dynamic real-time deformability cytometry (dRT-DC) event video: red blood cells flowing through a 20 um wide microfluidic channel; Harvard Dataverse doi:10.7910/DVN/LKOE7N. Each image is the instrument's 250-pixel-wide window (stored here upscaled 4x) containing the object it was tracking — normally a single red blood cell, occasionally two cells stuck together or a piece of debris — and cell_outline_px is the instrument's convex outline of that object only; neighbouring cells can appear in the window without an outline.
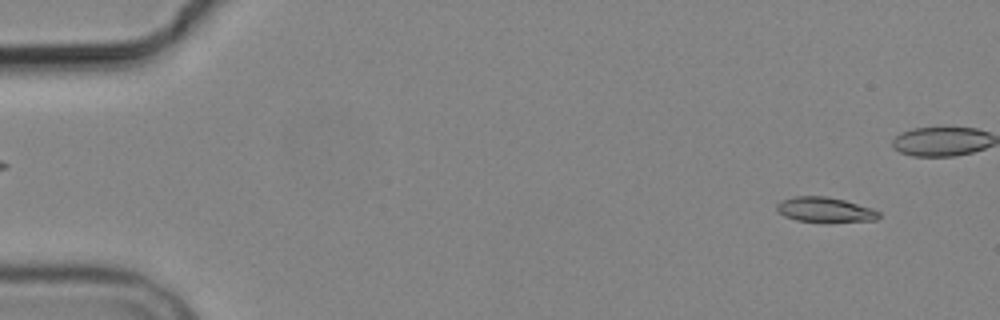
{"species": "common noctule bat (a hibernating species)", "species_latin": "Nyctalus noctula", "temperature_condition": "cold", "stored_images_in_passage": 10, "camera_frame_rate_fps": 3000, "um_per_image_px": 0.085, "animal": {"sex": "male", "body_mass_g": 19.2, "forearm_length_mm": 51.8}, "frame": {"image": 1, "passage_image": 1, "time_ms": 0.0, "image_size_px": [1000, 320], "cell_outline_px": [[880, 216], [876, 220], [796, 220], [784, 216], [776, 208], [776, 204], [780, 200], [792, 196], [828, 196], [844, 200], [872, 208], [880, 212]], "centroid_in_image_um": [70.08, 17.78], "position_along_channel_um": 14.9, "area_um2": 14.33}}
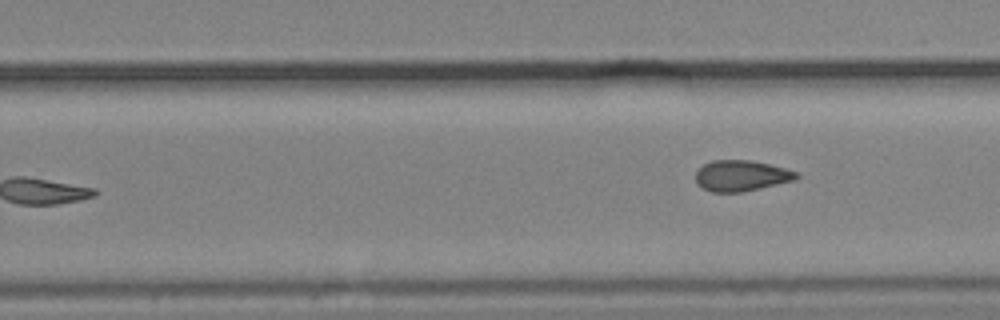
{"frame": {"image": 2, "passage_image": 10, "time_ms": 11.667, "image_size_px": [1000, 320], "cell_outline_px": [[800, 176], [792, 180], [760, 188], [740, 192], [712, 192], [696, 184], [696, 172], [704, 164], [712, 160], [752, 160], [784, 168], [796, 172]], "centroid_in_image_um": [62.97, 14.93], "position_along_channel_um": 266.8, "area_um2": 17.86}}